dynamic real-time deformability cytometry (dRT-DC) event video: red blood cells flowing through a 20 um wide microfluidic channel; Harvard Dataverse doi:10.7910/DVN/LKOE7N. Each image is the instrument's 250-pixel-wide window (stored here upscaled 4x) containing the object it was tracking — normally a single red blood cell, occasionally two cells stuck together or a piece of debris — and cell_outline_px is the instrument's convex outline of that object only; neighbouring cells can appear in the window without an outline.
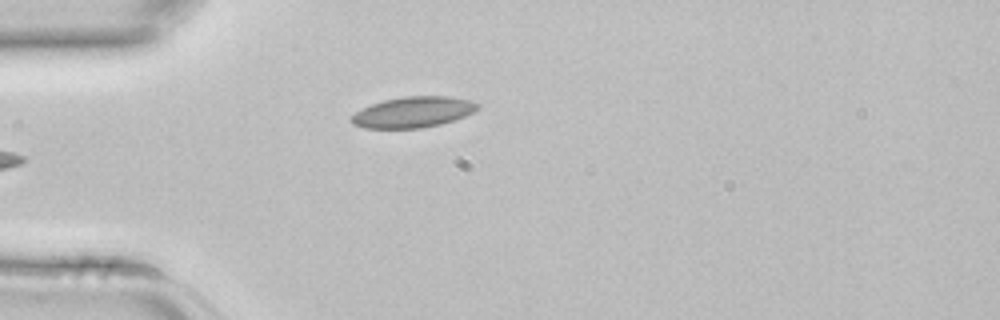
{"species": "common noctule bat (a hibernating species)", "species_latin": "Nyctalus noctula", "temperature_condition": "room temperature", "stored_images_in_passage": 4, "camera_frame_rate_fps": 3000, "um_per_image_px": 0.085, "animal": {"sex": "female", "body_mass_g": 22.7, "forearm_length_mm": 54.2}, "frame": {"image": 1, "passage_image": 4, "time_ms": 1.0, "image_size_px": [1000, 320], "cell_outline_px": [[480, 108], [476, 112], [440, 124], [420, 128], [364, 128], [352, 124], [348, 120], [356, 112], [372, 104], [384, 100], [404, 96], [452, 96], [472, 100], [480, 104]], "centroid_in_image_um": [35.15, 9.52], "position_along_channel_um": 49.8, "area_um2": 22.77}}